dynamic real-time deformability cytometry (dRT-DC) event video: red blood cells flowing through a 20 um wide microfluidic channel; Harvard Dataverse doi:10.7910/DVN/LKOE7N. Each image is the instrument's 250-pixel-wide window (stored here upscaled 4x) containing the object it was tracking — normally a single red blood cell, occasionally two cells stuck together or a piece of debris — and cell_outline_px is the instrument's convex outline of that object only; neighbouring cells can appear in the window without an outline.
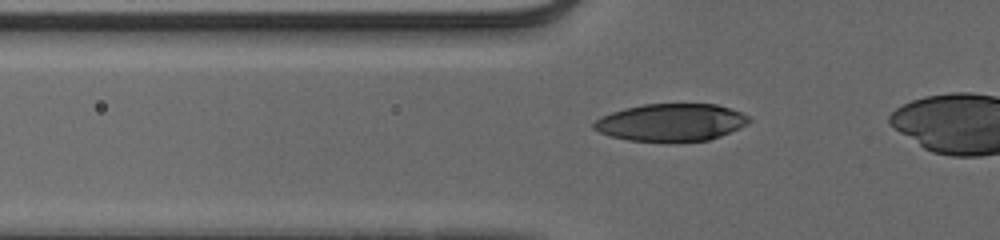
{"species": "human", "species_latin": "Homo sapiens", "temperature_condition": "cold", "stored_images_in_passage": 35, "camera_frame_rate_fps": 3000, "um_per_image_px": 0.085, "donor": {"sex": "male"}, "frame": {"image": 1, "passage_image": 7, "time_ms": 2.0, "image_size_px": [1000, 240], "cell_outline_px": [[752, 120], [748, 124], [740, 128], [720, 136], [708, 140], [676, 144], [668, 144], [628, 140], [612, 136], [600, 132], [592, 128], [592, 124], [600, 116], [624, 108], [644, 104], [716, 104], [740, 112], [748, 116]], "centroid_in_image_um": [57.04, 10.44], "position_along_channel_um": 68.8, "area_um2": 34.62}}
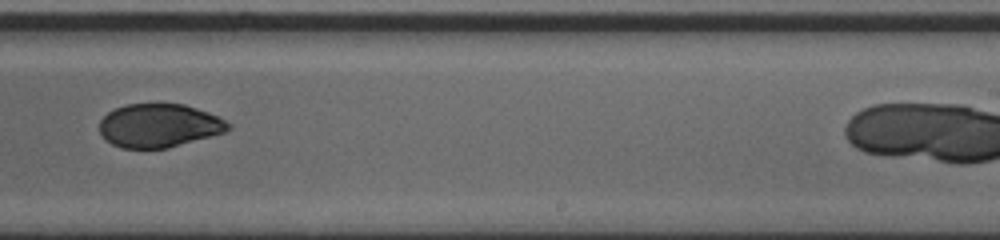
{"frame": {"image": 2, "passage_image": 23, "time_ms": 7.333, "image_size_px": [1000, 240], "cell_outline_px": [[232, 128], [224, 132], [168, 148], [120, 148], [104, 140], [100, 132], [100, 120], [108, 112], [124, 104], [184, 104], [220, 116], [232, 124]], "centroid_in_image_um": [13.53, 10.67], "position_along_channel_um": 275.5, "area_um2": 32.77}}
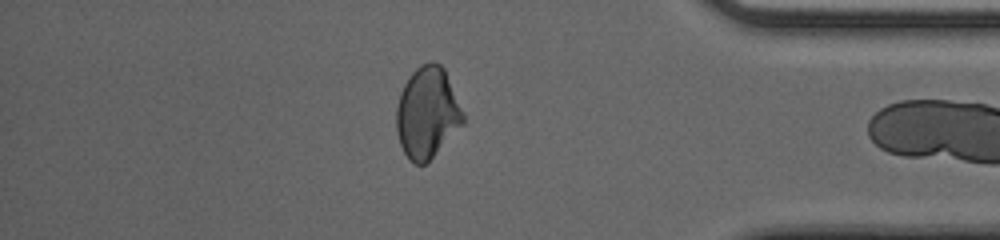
{"frame": {"image": 3, "passage_image": 34, "time_ms": 11.0, "image_size_px": [1000, 240], "cell_outline_px": [[464, 124], [424, 164], [416, 164], [404, 152], [400, 144], [396, 132], [396, 108], [400, 92], [408, 76], [420, 64], [432, 60], [440, 64], [444, 68], [464, 112]], "centroid_in_image_um": [36.31, 9.53], "position_along_channel_um": 398.9, "area_um2": 35.37}}